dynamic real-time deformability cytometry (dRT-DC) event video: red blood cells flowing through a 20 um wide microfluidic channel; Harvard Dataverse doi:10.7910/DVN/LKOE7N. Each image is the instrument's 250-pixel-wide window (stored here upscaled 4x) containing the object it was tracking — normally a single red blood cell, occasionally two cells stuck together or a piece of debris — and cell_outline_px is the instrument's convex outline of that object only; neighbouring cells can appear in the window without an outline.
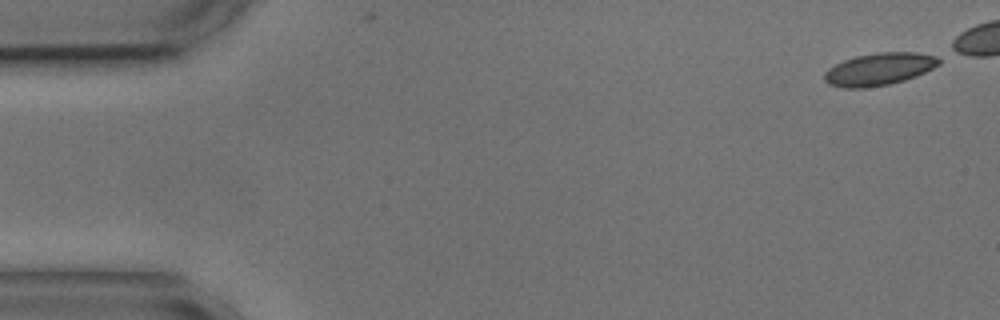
{"species": "common noctule bat (a hibernating species)", "species_latin": "Nyctalus noctula", "temperature_condition": "cold", "stored_images_in_passage": 5, "camera_frame_rate_fps": 3000, "um_per_image_px": 0.085, "animal": {"sex": "male", "body_mass_g": 17.9, "forearm_length_mm": 54.2}, "frame": {"image": 1, "passage_image": 1, "time_ms": 0.0, "image_size_px": [1000, 320], "cell_outline_px": [[940, 64], [916, 76], [904, 80], [888, 84], [864, 88], [844, 88], [828, 84], [824, 80], [824, 72], [828, 68], [844, 60], [856, 56], [876, 52], [916, 52], [936, 56], [940, 60]], "centroid_in_image_um": [74.7, 5.87], "position_along_channel_um": 10.3, "area_um2": 21.56}}
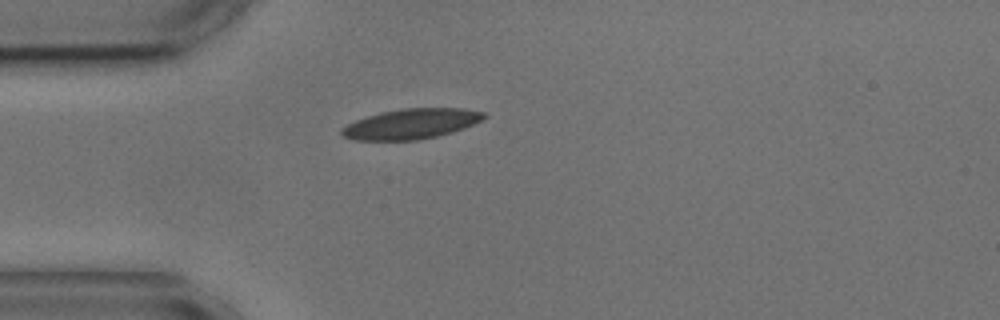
{"frame": {"image": 2, "passage_image": 5, "time_ms": 6.0, "image_size_px": [1000, 320], "cell_outline_px": [[488, 116], [464, 128], [452, 132], [436, 136], [416, 140], [352, 140], [344, 136], [340, 132], [340, 128], [356, 120], [380, 112], [404, 108], [464, 108], [484, 112]], "centroid_in_image_um": [34.94, 10.52], "position_along_channel_um": 50.1, "area_um2": 24.91}}